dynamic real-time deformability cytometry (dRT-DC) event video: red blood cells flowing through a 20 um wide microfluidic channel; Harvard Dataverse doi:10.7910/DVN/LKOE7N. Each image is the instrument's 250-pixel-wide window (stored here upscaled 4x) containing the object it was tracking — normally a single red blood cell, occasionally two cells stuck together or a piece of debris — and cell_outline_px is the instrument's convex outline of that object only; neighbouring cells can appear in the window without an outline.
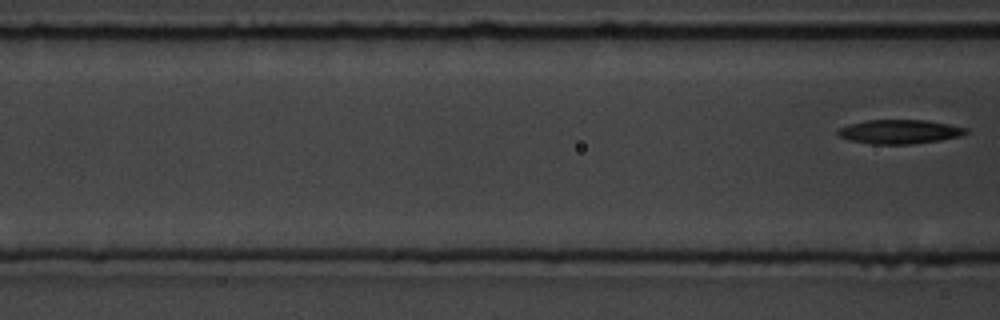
{"species": "common noctule bat (a hibernating species)", "species_latin": "Nyctalus noctula", "temperature_condition": "room temperature", "stored_images_in_passage": 7, "camera_frame_rate_fps": 3000, "um_per_image_px": 0.085, "animal": {"sex": "male", "body_mass_g": 19.5, "forearm_length_mm": 54.6}, "frame": {"image": 1, "passage_image": 7, "time_ms": 8.667, "image_size_px": [1000, 320], "cell_outline_px": [[968, 132], [960, 136], [940, 140], [912, 144], [872, 144], [852, 140], [840, 136], [836, 132], [840, 128], [852, 124], [868, 120], [924, 120], [948, 124], [968, 128]], "centroid_in_image_um": [76.51, 11.19], "position_along_channel_um": 90.1, "area_um2": 17.69}}